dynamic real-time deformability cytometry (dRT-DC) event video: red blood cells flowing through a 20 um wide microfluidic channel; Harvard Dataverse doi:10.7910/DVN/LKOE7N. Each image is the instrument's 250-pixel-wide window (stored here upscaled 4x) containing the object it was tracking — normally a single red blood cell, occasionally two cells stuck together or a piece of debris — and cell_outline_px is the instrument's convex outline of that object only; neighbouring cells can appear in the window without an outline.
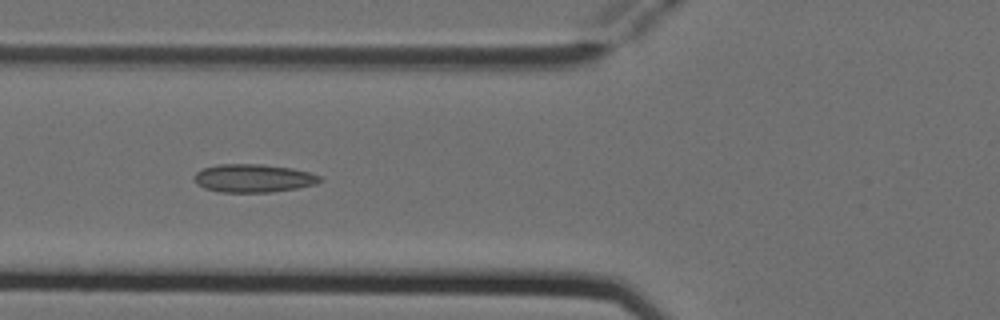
{"species": "Egyptian fruit bat (a non-hibernating species)", "species_latin": "Rousettus aegyptiacus", "temperature_condition": "cold", "stored_images_in_passage": 6, "camera_frame_rate_fps": 3000, "um_per_image_px": 0.085, "animal": {"sex": "female"}, "frame": {"image": 1, "passage_image": 5, "time_ms": 1.333, "image_size_px": [1000, 320], "cell_outline_px": [[324, 180], [316, 184], [296, 188], [272, 192], [220, 192], [204, 188], [196, 184], [196, 172], [204, 168], [220, 164], [260, 164], [292, 168], [308, 172], [320, 176]], "centroid_in_image_um": [21.56, 15.15], "position_along_channel_um": 104.2, "area_um2": 20.52}}
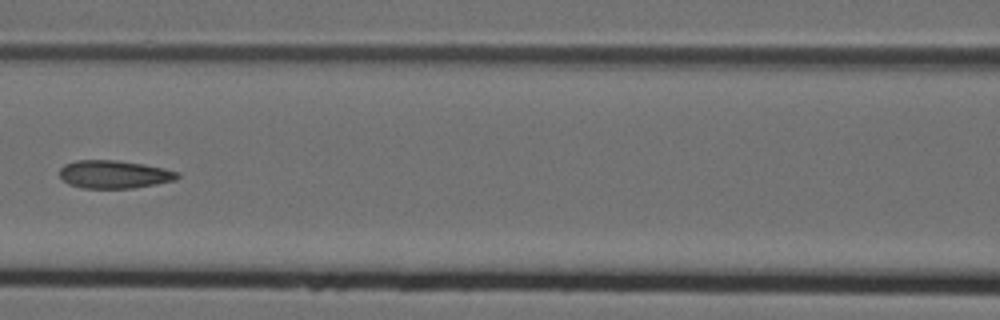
{"frame": {"image": 2, "passage_image": 6, "time_ms": 1.667, "image_size_px": [1000, 320], "cell_outline_px": [[180, 176], [176, 180], [156, 184], [132, 188], [80, 188], [68, 184], [60, 176], [60, 168], [64, 164], [76, 160], [116, 160], [144, 164], [164, 168], [180, 172]], "centroid_in_image_um": [9.71, 14.82], "position_along_channel_um": 156.9, "area_um2": 19.36}}